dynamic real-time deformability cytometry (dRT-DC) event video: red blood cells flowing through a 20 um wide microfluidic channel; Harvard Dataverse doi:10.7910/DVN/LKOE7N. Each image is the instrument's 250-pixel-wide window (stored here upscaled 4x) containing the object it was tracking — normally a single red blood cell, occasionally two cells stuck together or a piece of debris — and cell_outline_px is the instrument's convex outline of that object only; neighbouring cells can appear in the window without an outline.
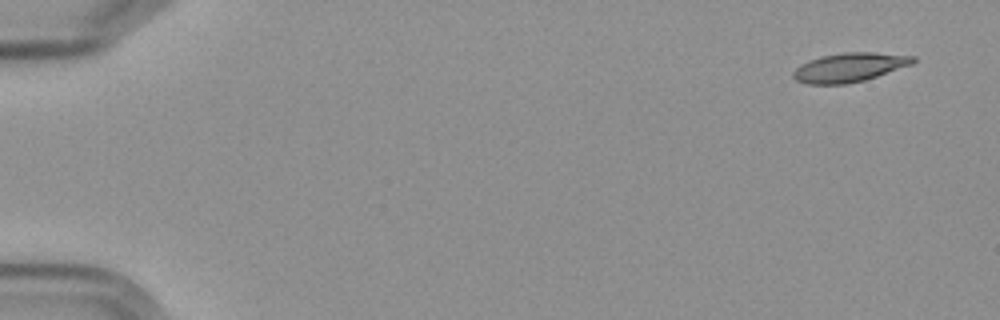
{"species": "Egyptian fruit bat (a non-hibernating species)", "species_latin": "Rousettus aegyptiacus", "temperature_condition": "cold", "stored_images_in_passage": 9, "camera_frame_rate_fps": 3000, "um_per_image_px": 0.085, "frame": {"image": 1, "passage_image": 1, "time_ms": 0.0, "image_size_px": [1000, 320], "cell_outline_px": [[916, 60], [912, 64], [864, 80], [844, 84], [808, 84], [796, 80], [792, 76], [792, 72], [800, 64], [808, 60], [820, 56], [844, 52], [876, 52], [916, 56]], "centroid_in_image_um": [72.18, 5.71], "position_along_channel_um": 12.8, "area_um2": 20.29}}
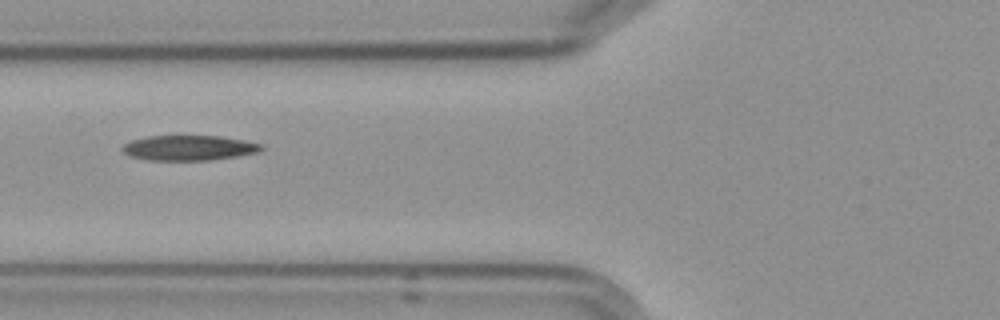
{"frame": {"image": 2, "passage_image": 6, "time_ms": 6.667, "image_size_px": [1000, 320], "cell_outline_px": [[264, 148], [256, 152], [236, 156], [208, 160], [148, 160], [132, 156], [124, 152], [120, 148], [124, 144], [132, 140], [148, 136], [220, 136], [244, 140], [260, 144]], "centroid_in_image_um": [16.03, 12.56], "position_along_channel_um": 109.8, "area_um2": 20.06}}
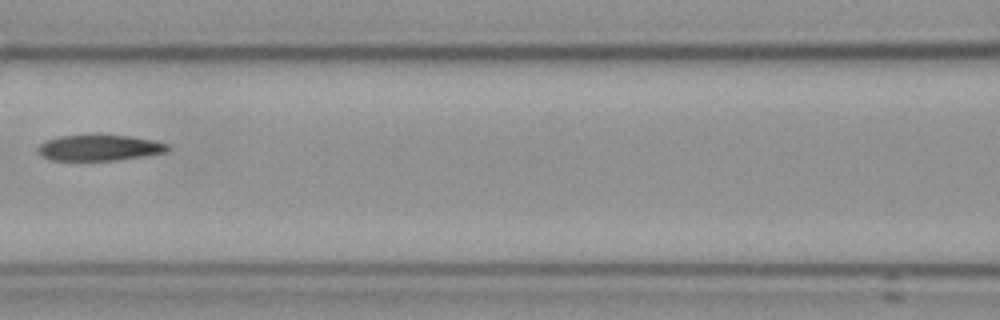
{"frame": {"image": 3, "passage_image": 7, "time_ms": 8.0, "image_size_px": [1000, 320], "cell_outline_px": [[172, 148], [164, 152], [116, 160], [52, 160], [40, 156], [36, 152], [36, 148], [44, 140], [60, 136], [92, 132], [100, 132], [128, 136], [152, 140], [172, 144]], "centroid_in_image_um": [8.39, 12.51], "position_along_channel_um": 158.2, "area_um2": 20.46}}